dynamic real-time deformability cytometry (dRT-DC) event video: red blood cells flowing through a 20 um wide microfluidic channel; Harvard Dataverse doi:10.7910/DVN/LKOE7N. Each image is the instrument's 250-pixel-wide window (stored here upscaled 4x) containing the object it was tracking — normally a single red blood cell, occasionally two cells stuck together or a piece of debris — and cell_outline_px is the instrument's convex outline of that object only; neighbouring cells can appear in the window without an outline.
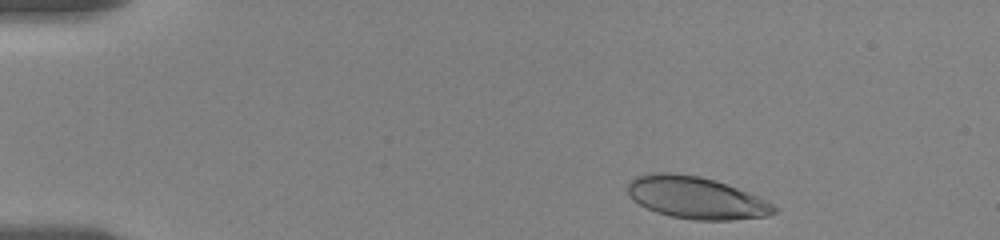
{"species": "human", "species_latin": "Homo sapiens", "temperature_condition": "room temperature", "stored_images_in_passage": 42, "camera_frame_rate_fps": 3000, "um_per_image_px": 0.085, "donor": {"sex": "female"}, "frame": {"image": 1, "passage_image": 1, "time_ms": 0.0, "image_size_px": [1000, 240], "cell_outline_px": [[780, 208], [776, 212], [768, 216], [732, 220], [692, 220], [672, 216], [656, 212], [632, 200], [628, 192], [628, 184], [636, 176], [652, 172], [668, 172], [700, 176], [748, 192]], "centroid_in_image_um": [59.16, 16.81], "position_along_channel_um": 25.8, "area_um2": 35.66}}
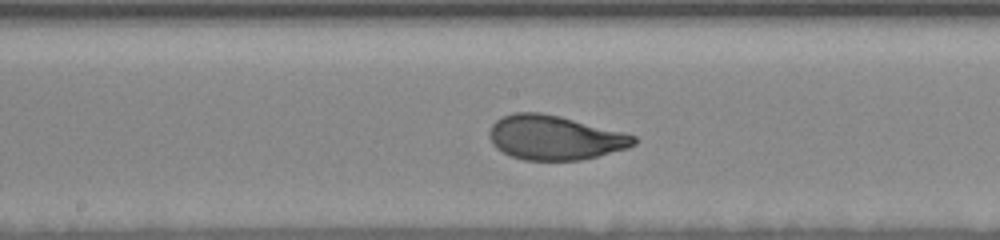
{"frame": {"image": 2, "passage_image": 23, "time_ms": 7.333, "image_size_px": [1000, 240], "cell_outline_px": [[636, 144], [628, 148], [580, 160], [524, 160], [512, 156], [496, 148], [492, 144], [488, 136], [488, 132], [492, 124], [500, 116], [512, 112], [540, 112], [560, 116], [624, 132], [636, 136]], "centroid_in_image_um": [47.12, 11.68], "position_along_channel_um": 201.1, "area_um2": 37.51}}
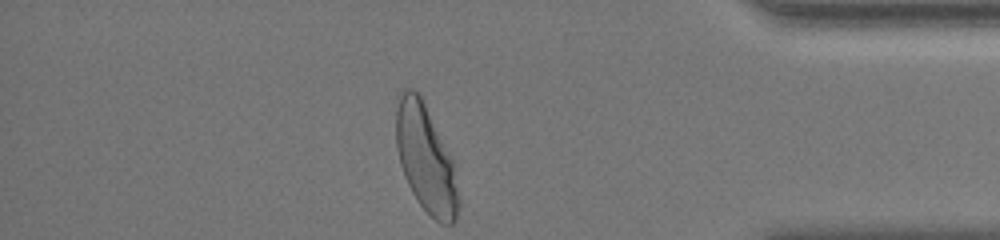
{"frame": {"image": 3, "passage_image": 42, "time_ms": 13.667, "image_size_px": [1000, 240], "cell_outline_px": [[460, 204], [456, 220], [452, 224], [440, 224], [420, 204], [412, 192], [404, 176], [400, 164], [396, 148], [396, 96], [404, 88], [412, 88], [420, 96], [452, 160], [460, 200]], "centroid_in_image_um": [36.16, 13.5], "position_along_channel_um": 399.0, "area_um2": 38.67}, "authors_computed_cell_mechanics": {"area_um2": 37.4255, "velocity_mm_per_s": 3.5257, "shape_relaxation_time_tau1_ms": 3.4124, "shape_relaxation_time_tau2_ms": null, "deformation_change_tau1": 0.1724, "deformation_change_tau2": null}}